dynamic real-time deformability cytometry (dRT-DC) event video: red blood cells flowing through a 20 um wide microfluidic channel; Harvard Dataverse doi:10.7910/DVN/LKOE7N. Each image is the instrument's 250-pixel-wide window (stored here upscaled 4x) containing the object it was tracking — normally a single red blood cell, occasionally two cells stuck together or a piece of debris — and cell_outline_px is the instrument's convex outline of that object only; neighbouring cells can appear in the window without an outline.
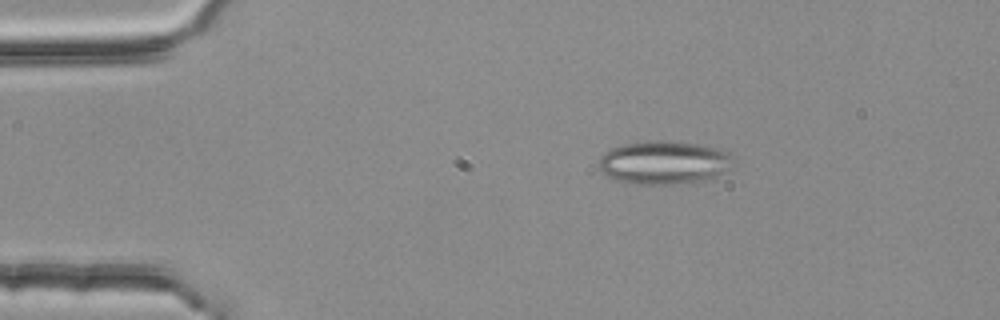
{"species": "common noctule bat (a hibernating species)", "species_latin": "Nyctalus noctula", "temperature_condition": "room temperature", "stored_images_in_passage": 2, "camera_frame_rate_fps": 3000, "um_per_image_px": 0.085, "animal": {"sex": "female", "body_mass_g": 25.1}, "frame": {"image": 1, "passage_image": 1, "time_ms": 0.0, "image_size_px": [1000, 320], "cell_outline_px": [[732, 168], [704, 180], [680, 184], [628, 184], [616, 180], [608, 176], [600, 168], [600, 156], [604, 152], [612, 148], [624, 144], [660, 140], [664, 140], [696, 144], [720, 148], [728, 152], [732, 156]], "centroid_in_image_um": [56.45, 13.82], "position_along_channel_um": 28.6, "area_um2": 33.87}}